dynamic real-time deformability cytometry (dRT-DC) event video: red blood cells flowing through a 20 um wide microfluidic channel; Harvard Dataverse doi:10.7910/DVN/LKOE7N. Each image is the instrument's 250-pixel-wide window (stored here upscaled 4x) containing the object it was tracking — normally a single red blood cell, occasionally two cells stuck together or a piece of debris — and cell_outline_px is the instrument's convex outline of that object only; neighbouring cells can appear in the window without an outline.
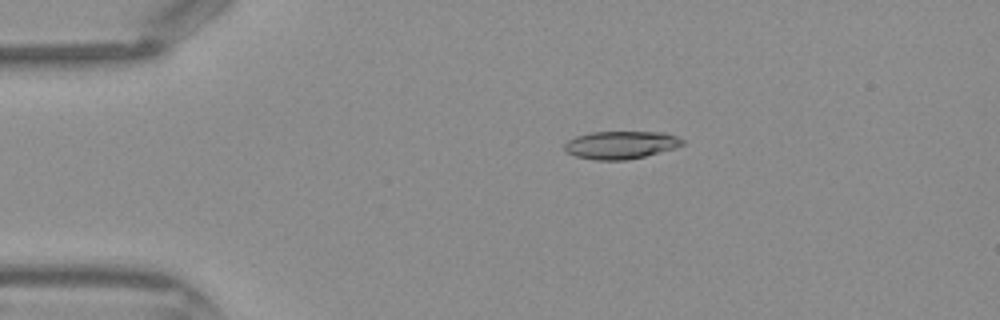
{"species": "Egyptian fruit bat (a non-hibernating species)", "species_latin": "Rousettus aegyptiacus", "temperature_condition": "warm", "stored_images_in_passage": 43, "camera_frame_rate_fps": 3000, "um_per_image_px": 0.085, "frame": {"image": 1, "passage_image": 8, "time_ms": 2.333, "image_size_px": [1000, 320], "cell_outline_px": [[684, 144], [676, 148], [628, 160], [596, 160], [576, 156], [564, 152], [564, 144], [568, 140], [576, 136], [592, 132], [664, 132], [676, 136], [684, 140]], "centroid_in_image_um": [52.76, 12.32], "position_along_channel_um": 32.2, "area_um2": 19.19}}
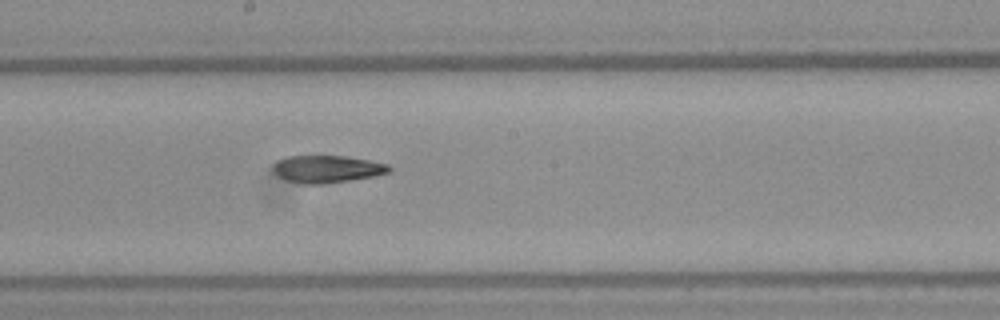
{"frame": {"image": 2, "passage_image": 23, "time_ms": 7.333, "image_size_px": [1000, 320], "cell_outline_px": [[392, 172], [376, 176], [320, 184], [304, 184], [288, 180], [280, 176], [272, 168], [280, 160], [288, 156], [348, 156], [388, 164], [392, 168]], "centroid_in_image_um": [27.89, 14.36], "position_along_channel_um": 220.3, "area_um2": 18.21}}
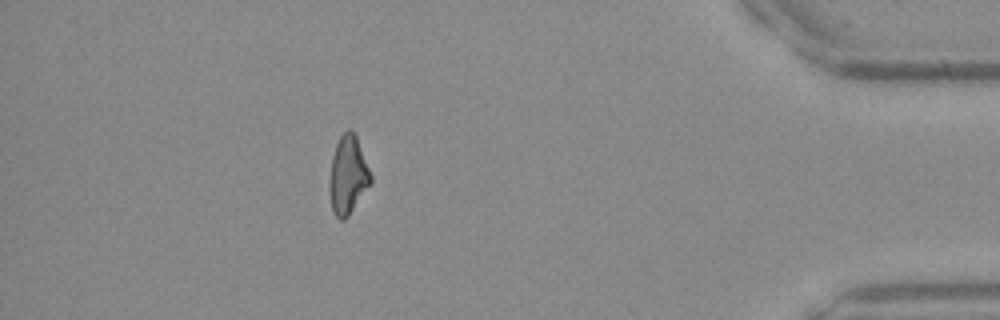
{"frame": {"image": 3, "passage_image": 38, "time_ms": 12.333, "image_size_px": [1000, 320], "cell_outline_px": [[372, 184], [348, 216], [344, 220], [340, 220], [332, 212], [328, 192], [328, 180], [332, 156], [336, 144], [340, 136], [348, 128], [356, 136], [372, 176]], "centroid_in_image_um": [29.55, 14.93], "position_along_channel_um": 405.6, "area_um2": 19.13}}